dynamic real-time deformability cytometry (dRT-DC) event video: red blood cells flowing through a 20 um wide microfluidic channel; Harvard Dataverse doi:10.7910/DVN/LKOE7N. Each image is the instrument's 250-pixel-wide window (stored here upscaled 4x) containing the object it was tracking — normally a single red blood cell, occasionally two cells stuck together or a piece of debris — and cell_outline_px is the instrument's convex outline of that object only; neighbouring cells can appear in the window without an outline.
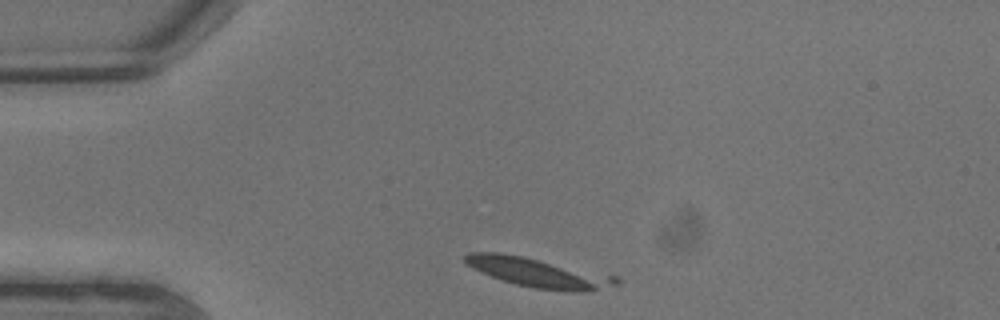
{"species": "common noctule bat (a hibernating species)", "species_latin": "Nyctalus noctula", "temperature_condition": "warm", "stored_images_in_passage": 3, "camera_frame_rate_fps": 3000, "um_per_image_px": 0.085, "animal": {"sex": "male", "body_mass_g": 13.3}, "frame": {"image": 1, "passage_image": 1, "time_ms": 0.0, "image_size_px": [1000, 320], "cell_outline_px": [[620, 284], [580, 292], [576, 292], [532, 288], [516, 284], [480, 272], [468, 264], [464, 260], [464, 256], [468, 252], [500, 252], [520, 256], [616, 276], [620, 280]], "centroid_in_image_um": [45.75, 23.17], "position_along_channel_um": 39.2, "area_um2": 25.2}}